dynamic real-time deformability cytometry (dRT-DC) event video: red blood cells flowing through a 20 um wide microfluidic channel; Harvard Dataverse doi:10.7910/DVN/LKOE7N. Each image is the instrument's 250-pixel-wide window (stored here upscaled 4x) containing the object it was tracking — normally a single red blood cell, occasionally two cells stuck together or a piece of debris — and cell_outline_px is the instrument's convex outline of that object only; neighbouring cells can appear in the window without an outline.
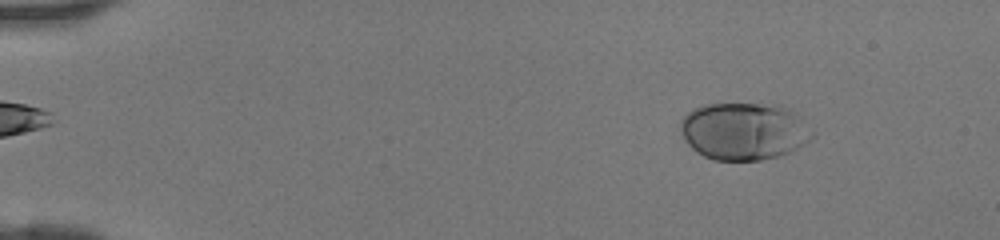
{"species": "human", "species_latin": "Homo sapiens", "temperature_condition": "room temperature", "stored_images_in_passage": 46, "camera_frame_rate_fps": 3000, "um_per_image_px": 0.085, "donor": {"sex": "female"}, "frame": {"image": 1, "passage_image": 6, "time_ms": 1.667, "image_size_px": [1000, 240], "cell_outline_px": [[816, 136], [812, 140], [788, 152], [776, 156], [760, 160], [712, 160], [696, 152], [688, 144], [680, 132], [680, 124], [684, 116], [692, 108], [704, 104], [776, 104], [792, 112], [816, 132]], "centroid_in_image_um": [63.22, 11.15], "position_along_channel_um": 21.8, "area_um2": 44.1}}
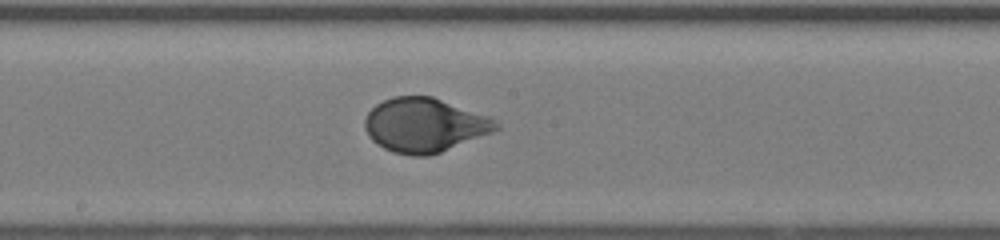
{"frame": {"image": 2, "passage_image": 26, "time_ms": 8.333, "image_size_px": [1000, 240], "cell_outline_px": [[500, 128], [492, 132], [440, 152], [428, 156], [412, 156], [392, 152], [384, 148], [372, 140], [368, 136], [364, 128], [364, 116], [376, 104], [392, 96], [432, 96], [488, 116], [496, 120], [500, 124]], "centroid_in_image_um": [36.05, 10.63], "position_along_channel_um": 212.1, "area_um2": 41.38}}
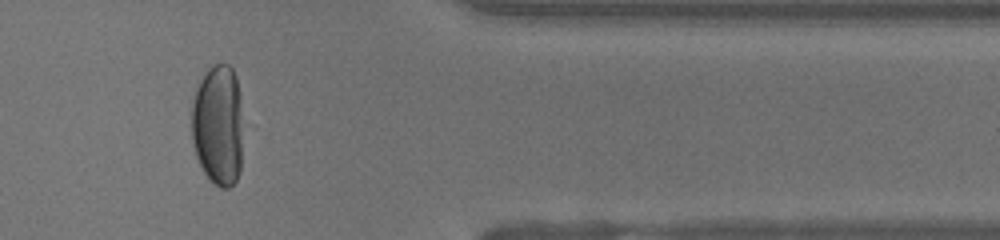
{"frame": {"image": 3, "passage_image": 39, "time_ms": 12.667, "image_size_px": [1000, 240], "cell_outline_px": [[244, 124], [240, 172], [236, 180], [228, 188], [220, 188], [204, 172], [196, 156], [192, 140], [192, 104], [196, 88], [200, 80], [208, 68], [212, 64], [228, 64], [232, 68], [236, 76], [240, 96]], "centroid_in_image_um": [18.57, 10.62], "position_along_channel_um": 392.8, "area_um2": 36.99}}